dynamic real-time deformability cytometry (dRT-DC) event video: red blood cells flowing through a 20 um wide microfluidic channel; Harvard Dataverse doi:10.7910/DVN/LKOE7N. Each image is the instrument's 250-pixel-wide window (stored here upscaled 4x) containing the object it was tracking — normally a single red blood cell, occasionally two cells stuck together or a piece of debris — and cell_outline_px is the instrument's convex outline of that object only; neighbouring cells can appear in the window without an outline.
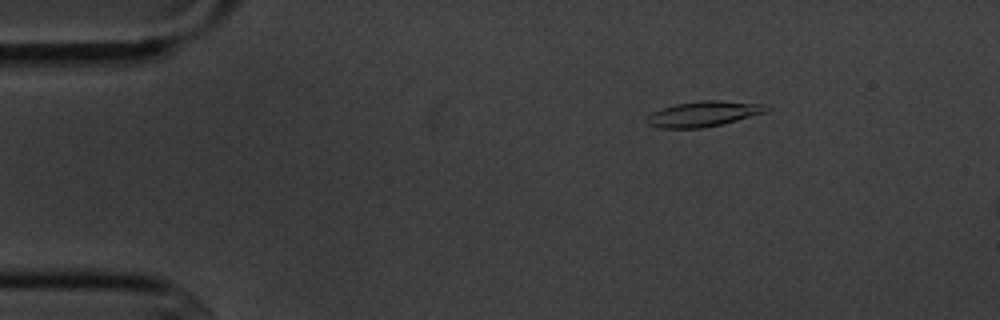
{"species": "common noctule bat (a hibernating species)", "species_latin": "Nyctalus noctula", "temperature_condition": "cold", "stored_images_in_passage": 5, "camera_frame_rate_fps": 3000, "um_per_image_px": 0.085, "animal": {"sex": "male", "body_mass_g": 20.1, "forearm_length_mm": 53.5}, "frame": {"image": 1, "passage_image": 3, "time_ms": 2.333, "image_size_px": [1000, 320], "cell_outline_px": [[772, 108], [764, 112], [736, 120], [720, 124], [700, 128], [660, 128], [648, 124], [648, 116], [652, 112], [676, 104], [704, 100], [720, 100], [768, 104]], "centroid_in_image_um": [59.84, 9.66], "position_along_channel_um": 25.2, "area_um2": 17.4}}